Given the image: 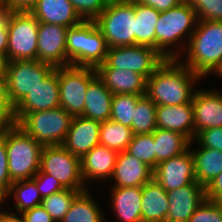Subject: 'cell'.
<instances>
[{"mask_svg": "<svg viewBox=\"0 0 222 222\" xmlns=\"http://www.w3.org/2000/svg\"><path fill=\"white\" fill-rule=\"evenodd\" d=\"M201 78L179 59H165L146 80L145 95L157 106L189 103L195 93L192 86Z\"/></svg>", "mask_w": 222, "mask_h": 222, "instance_id": "1", "label": "cell"}, {"mask_svg": "<svg viewBox=\"0 0 222 222\" xmlns=\"http://www.w3.org/2000/svg\"><path fill=\"white\" fill-rule=\"evenodd\" d=\"M187 44L186 60L180 62L205 77L222 60V21L198 20Z\"/></svg>", "mask_w": 222, "mask_h": 222, "instance_id": "2", "label": "cell"}, {"mask_svg": "<svg viewBox=\"0 0 222 222\" xmlns=\"http://www.w3.org/2000/svg\"><path fill=\"white\" fill-rule=\"evenodd\" d=\"M5 146L11 180L32 179L40 170L41 145L16 124L5 126Z\"/></svg>", "mask_w": 222, "mask_h": 222, "instance_id": "3", "label": "cell"}, {"mask_svg": "<svg viewBox=\"0 0 222 222\" xmlns=\"http://www.w3.org/2000/svg\"><path fill=\"white\" fill-rule=\"evenodd\" d=\"M197 22V15L190 3H180L174 8L161 12L155 28V50L165 59H181L177 50L175 52L172 48H168L180 44L185 36L190 39Z\"/></svg>", "mask_w": 222, "mask_h": 222, "instance_id": "4", "label": "cell"}, {"mask_svg": "<svg viewBox=\"0 0 222 222\" xmlns=\"http://www.w3.org/2000/svg\"><path fill=\"white\" fill-rule=\"evenodd\" d=\"M14 114L15 124L43 146L62 145L73 118L61 107Z\"/></svg>", "mask_w": 222, "mask_h": 222, "instance_id": "5", "label": "cell"}, {"mask_svg": "<svg viewBox=\"0 0 222 222\" xmlns=\"http://www.w3.org/2000/svg\"><path fill=\"white\" fill-rule=\"evenodd\" d=\"M108 47L135 45L134 1L109 3L94 20Z\"/></svg>", "mask_w": 222, "mask_h": 222, "instance_id": "6", "label": "cell"}, {"mask_svg": "<svg viewBox=\"0 0 222 222\" xmlns=\"http://www.w3.org/2000/svg\"><path fill=\"white\" fill-rule=\"evenodd\" d=\"M38 26L30 12L7 11L8 61L37 60Z\"/></svg>", "mask_w": 222, "mask_h": 222, "instance_id": "7", "label": "cell"}, {"mask_svg": "<svg viewBox=\"0 0 222 222\" xmlns=\"http://www.w3.org/2000/svg\"><path fill=\"white\" fill-rule=\"evenodd\" d=\"M39 171L53 176L65 189H87V183H84L81 175L80 158L71 154L63 145L43 147Z\"/></svg>", "mask_w": 222, "mask_h": 222, "instance_id": "8", "label": "cell"}, {"mask_svg": "<svg viewBox=\"0 0 222 222\" xmlns=\"http://www.w3.org/2000/svg\"><path fill=\"white\" fill-rule=\"evenodd\" d=\"M97 76L96 68L67 65L58 67L60 107L72 116H81L89 83Z\"/></svg>", "mask_w": 222, "mask_h": 222, "instance_id": "9", "label": "cell"}, {"mask_svg": "<svg viewBox=\"0 0 222 222\" xmlns=\"http://www.w3.org/2000/svg\"><path fill=\"white\" fill-rule=\"evenodd\" d=\"M54 69V66L38 60L9 61L6 85L11 105L15 108Z\"/></svg>", "mask_w": 222, "mask_h": 222, "instance_id": "10", "label": "cell"}, {"mask_svg": "<svg viewBox=\"0 0 222 222\" xmlns=\"http://www.w3.org/2000/svg\"><path fill=\"white\" fill-rule=\"evenodd\" d=\"M164 61L157 50L148 46L108 47L105 62L97 68L132 70L148 79Z\"/></svg>", "mask_w": 222, "mask_h": 222, "instance_id": "11", "label": "cell"}, {"mask_svg": "<svg viewBox=\"0 0 222 222\" xmlns=\"http://www.w3.org/2000/svg\"><path fill=\"white\" fill-rule=\"evenodd\" d=\"M153 179L167 192L197 182L191 149L158 163L153 170Z\"/></svg>", "mask_w": 222, "mask_h": 222, "instance_id": "12", "label": "cell"}, {"mask_svg": "<svg viewBox=\"0 0 222 222\" xmlns=\"http://www.w3.org/2000/svg\"><path fill=\"white\" fill-rule=\"evenodd\" d=\"M67 32L65 26L39 22L37 60L55 68L69 65L66 57Z\"/></svg>", "mask_w": 222, "mask_h": 222, "instance_id": "13", "label": "cell"}, {"mask_svg": "<svg viewBox=\"0 0 222 222\" xmlns=\"http://www.w3.org/2000/svg\"><path fill=\"white\" fill-rule=\"evenodd\" d=\"M194 139L205 129L222 127V93L213 90H195L192 99Z\"/></svg>", "mask_w": 222, "mask_h": 222, "instance_id": "14", "label": "cell"}, {"mask_svg": "<svg viewBox=\"0 0 222 222\" xmlns=\"http://www.w3.org/2000/svg\"><path fill=\"white\" fill-rule=\"evenodd\" d=\"M169 208L165 222H188L206 200L205 186L198 182L167 192Z\"/></svg>", "mask_w": 222, "mask_h": 222, "instance_id": "15", "label": "cell"}, {"mask_svg": "<svg viewBox=\"0 0 222 222\" xmlns=\"http://www.w3.org/2000/svg\"><path fill=\"white\" fill-rule=\"evenodd\" d=\"M60 107L58 67L14 108V113H31Z\"/></svg>", "mask_w": 222, "mask_h": 222, "instance_id": "16", "label": "cell"}, {"mask_svg": "<svg viewBox=\"0 0 222 222\" xmlns=\"http://www.w3.org/2000/svg\"><path fill=\"white\" fill-rule=\"evenodd\" d=\"M100 121L73 116L63 146L73 155L82 158L99 145Z\"/></svg>", "mask_w": 222, "mask_h": 222, "instance_id": "17", "label": "cell"}, {"mask_svg": "<svg viewBox=\"0 0 222 222\" xmlns=\"http://www.w3.org/2000/svg\"><path fill=\"white\" fill-rule=\"evenodd\" d=\"M156 127L181 133L194 142L192 102L181 105L156 106Z\"/></svg>", "mask_w": 222, "mask_h": 222, "instance_id": "18", "label": "cell"}, {"mask_svg": "<svg viewBox=\"0 0 222 222\" xmlns=\"http://www.w3.org/2000/svg\"><path fill=\"white\" fill-rule=\"evenodd\" d=\"M113 187H142L153 178V170L127 151L119 152L112 177Z\"/></svg>", "mask_w": 222, "mask_h": 222, "instance_id": "19", "label": "cell"}, {"mask_svg": "<svg viewBox=\"0 0 222 222\" xmlns=\"http://www.w3.org/2000/svg\"><path fill=\"white\" fill-rule=\"evenodd\" d=\"M118 152L103 145H97L81 159L82 179L103 180L112 177Z\"/></svg>", "mask_w": 222, "mask_h": 222, "instance_id": "20", "label": "cell"}, {"mask_svg": "<svg viewBox=\"0 0 222 222\" xmlns=\"http://www.w3.org/2000/svg\"><path fill=\"white\" fill-rule=\"evenodd\" d=\"M30 13L39 22L58 24L67 28L83 21L69 0H38Z\"/></svg>", "mask_w": 222, "mask_h": 222, "instance_id": "21", "label": "cell"}, {"mask_svg": "<svg viewBox=\"0 0 222 222\" xmlns=\"http://www.w3.org/2000/svg\"><path fill=\"white\" fill-rule=\"evenodd\" d=\"M97 76L115 94L145 95L146 78L132 70L115 68H96Z\"/></svg>", "mask_w": 222, "mask_h": 222, "instance_id": "22", "label": "cell"}, {"mask_svg": "<svg viewBox=\"0 0 222 222\" xmlns=\"http://www.w3.org/2000/svg\"><path fill=\"white\" fill-rule=\"evenodd\" d=\"M169 208L167 191L153 178L142 186V222H165Z\"/></svg>", "mask_w": 222, "mask_h": 222, "instance_id": "23", "label": "cell"}, {"mask_svg": "<svg viewBox=\"0 0 222 222\" xmlns=\"http://www.w3.org/2000/svg\"><path fill=\"white\" fill-rule=\"evenodd\" d=\"M113 93L96 76L88 85L81 116L97 121L110 120Z\"/></svg>", "mask_w": 222, "mask_h": 222, "instance_id": "24", "label": "cell"}, {"mask_svg": "<svg viewBox=\"0 0 222 222\" xmlns=\"http://www.w3.org/2000/svg\"><path fill=\"white\" fill-rule=\"evenodd\" d=\"M111 190V207L119 222H142V187H113Z\"/></svg>", "mask_w": 222, "mask_h": 222, "instance_id": "25", "label": "cell"}, {"mask_svg": "<svg viewBox=\"0 0 222 222\" xmlns=\"http://www.w3.org/2000/svg\"><path fill=\"white\" fill-rule=\"evenodd\" d=\"M155 143V168L158 163L176 157L191 148L192 142L181 133L156 128L153 132Z\"/></svg>", "mask_w": 222, "mask_h": 222, "instance_id": "26", "label": "cell"}, {"mask_svg": "<svg viewBox=\"0 0 222 222\" xmlns=\"http://www.w3.org/2000/svg\"><path fill=\"white\" fill-rule=\"evenodd\" d=\"M191 152L196 180L206 187L222 172V151L200 146L198 150L192 149Z\"/></svg>", "mask_w": 222, "mask_h": 222, "instance_id": "27", "label": "cell"}, {"mask_svg": "<svg viewBox=\"0 0 222 222\" xmlns=\"http://www.w3.org/2000/svg\"><path fill=\"white\" fill-rule=\"evenodd\" d=\"M135 45L155 49V28L160 12L155 8L134 2Z\"/></svg>", "mask_w": 222, "mask_h": 222, "instance_id": "28", "label": "cell"}, {"mask_svg": "<svg viewBox=\"0 0 222 222\" xmlns=\"http://www.w3.org/2000/svg\"><path fill=\"white\" fill-rule=\"evenodd\" d=\"M88 189L79 192L61 222H104V215Z\"/></svg>", "mask_w": 222, "mask_h": 222, "instance_id": "29", "label": "cell"}, {"mask_svg": "<svg viewBox=\"0 0 222 222\" xmlns=\"http://www.w3.org/2000/svg\"><path fill=\"white\" fill-rule=\"evenodd\" d=\"M134 134L130 127L112 120L100 123L99 143L118 153L127 150Z\"/></svg>", "mask_w": 222, "mask_h": 222, "instance_id": "30", "label": "cell"}, {"mask_svg": "<svg viewBox=\"0 0 222 222\" xmlns=\"http://www.w3.org/2000/svg\"><path fill=\"white\" fill-rule=\"evenodd\" d=\"M87 21L69 27L66 38V57L69 65L86 67Z\"/></svg>", "mask_w": 222, "mask_h": 222, "instance_id": "31", "label": "cell"}, {"mask_svg": "<svg viewBox=\"0 0 222 222\" xmlns=\"http://www.w3.org/2000/svg\"><path fill=\"white\" fill-rule=\"evenodd\" d=\"M11 195H14L16 201L14 208L21 212V214L41 205L43 200L33 179L14 181L10 186L6 198Z\"/></svg>", "mask_w": 222, "mask_h": 222, "instance_id": "32", "label": "cell"}, {"mask_svg": "<svg viewBox=\"0 0 222 222\" xmlns=\"http://www.w3.org/2000/svg\"><path fill=\"white\" fill-rule=\"evenodd\" d=\"M108 46L95 21H87L86 67L97 68L106 59Z\"/></svg>", "mask_w": 222, "mask_h": 222, "instance_id": "33", "label": "cell"}, {"mask_svg": "<svg viewBox=\"0 0 222 222\" xmlns=\"http://www.w3.org/2000/svg\"><path fill=\"white\" fill-rule=\"evenodd\" d=\"M156 104L146 95L138 100L131 129L133 134H149L156 130Z\"/></svg>", "mask_w": 222, "mask_h": 222, "instance_id": "34", "label": "cell"}, {"mask_svg": "<svg viewBox=\"0 0 222 222\" xmlns=\"http://www.w3.org/2000/svg\"><path fill=\"white\" fill-rule=\"evenodd\" d=\"M141 96L135 94L113 95L110 120L131 128L137 100Z\"/></svg>", "mask_w": 222, "mask_h": 222, "instance_id": "35", "label": "cell"}, {"mask_svg": "<svg viewBox=\"0 0 222 222\" xmlns=\"http://www.w3.org/2000/svg\"><path fill=\"white\" fill-rule=\"evenodd\" d=\"M79 192L81 191L64 189L51 196L44 197L41 206L50 214L55 222H61Z\"/></svg>", "mask_w": 222, "mask_h": 222, "instance_id": "36", "label": "cell"}, {"mask_svg": "<svg viewBox=\"0 0 222 222\" xmlns=\"http://www.w3.org/2000/svg\"><path fill=\"white\" fill-rule=\"evenodd\" d=\"M126 151L139 161L145 163L152 170L155 169V143L153 132L149 134H135Z\"/></svg>", "mask_w": 222, "mask_h": 222, "instance_id": "37", "label": "cell"}, {"mask_svg": "<svg viewBox=\"0 0 222 222\" xmlns=\"http://www.w3.org/2000/svg\"><path fill=\"white\" fill-rule=\"evenodd\" d=\"M198 20L222 21V0H192Z\"/></svg>", "mask_w": 222, "mask_h": 222, "instance_id": "38", "label": "cell"}, {"mask_svg": "<svg viewBox=\"0 0 222 222\" xmlns=\"http://www.w3.org/2000/svg\"><path fill=\"white\" fill-rule=\"evenodd\" d=\"M188 222H222V205L218 201L206 199Z\"/></svg>", "mask_w": 222, "mask_h": 222, "instance_id": "39", "label": "cell"}, {"mask_svg": "<svg viewBox=\"0 0 222 222\" xmlns=\"http://www.w3.org/2000/svg\"><path fill=\"white\" fill-rule=\"evenodd\" d=\"M85 21H94L106 8L104 0H69Z\"/></svg>", "mask_w": 222, "mask_h": 222, "instance_id": "40", "label": "cell"}, {"mask_svg": "<svg viewBox=\"0 0 222 222\" xmlns=\"http://www.w3.org/2000/svg\"><path fill=\"white\" fill-rule=\"evenodd\" d=\"M13 181L8 172V158L5 146V126L0 127V196L5 200Z\"/></svg>", "mask_w": 222, "mask_h": 222, "instance_id": "41", "label": "cell"}, {"mask_svg": "<svg viewBox=\"0 0 222 222\" xmlns=\"http://www.w3.org/2000/svg\"><path fill=\"white\" fill-rule=\"evenodd\" d=\"M14 124V107L8 99L6 79H0V127Z\"/></svg>", "mask_w": 222, "mask_h": 222, "instance_id": "42", "label": "cell"}, {"mask_svg": "<svg viewBox=\"0 0 222 222\" xmlns=\"http://www.w3.org/2000/svg\"><path fill=\"white\" fill-rule=\"evenodd\" d=\"M32 179L36 182L37 189L39 190L42 198L51 196L52 194L65 189L53 176L40 171H38Z\"/></svg>", "mask_w": 222, "mask_h": 222, "instance_id": "43", "label": "cell"}, {"mask_svg": "<svg viewBox=\"0 0 222 222\" xmlns=\"http://www.w3.org/2000/svg\"><path fill=\"white\" fill-rule=\"evenodd\" d=\"M201 147H207L222 151V127L200 131L195 139Z\"/></svg>", "mask_w": 222, "mask_h": 222, "instance_id": "44", "label": "cell"}, {"mask_svg": "<svg viewBox=\"0 0 222 222\" xmlns=\"http://www.w3.org/2000/svg\"><path fill=\"white\" fill-rule=\"evenodd\" d=\"M21 216L24 222H55L41 205L23 212Z\"/></svg>", "mask_w": 222, "mask_h": 222, "instance_id": "45", "label": "cell"}, {"mask_svg": "<svg viewBox=\"0 0 222 222\" xmlns=\"http://www.w3.org/2000/svg\"><path fill=\"white\" fill-rule=\"evenodd\" d=\"M38 0H2L3 10L15 12H31Z\"/></svg>", "mask_w": 222, "mask_h": 222, "instance_id": "46", "label": "cell"}, {"mask_svg": "<svg viewBox=\"0 0 222 222\" xmlns=\"http://www.w3.org/2000/svg\"><path fill=\"white\" fill-rule=\"evenodd\" d=\"M206 199L220 202L222 200V172L206 187Z\"/></svg>", "mask_w": 222, "mask_h": 222, "instance_id": "47", "label": "cell"}, {"mask_svg": "<svg viewBox=\"0 0 222 222\" xmlns=\"http://www.w3.org/2000/svg\"><path fill=\"white\" fill-rule=\"evenodd\" d=\"M138 4H143L155 8L157 11L165 12L180 4L179 0H133Z\"/></svg>", "mask_w": 222, "mask_h": 222, "instance_id": "48", "label": "cell"}, {"mask_svg": "<svg viewBox=\"0 0 222 222\" xmlns=\"http://www.w3.org/2000/svg\"><path fill=\"white\" fill-rule=\"evenodd\" d=\"M8 27L7 11L0 17V53L7 55Z\"/></svg>", "mask_w": 222, "mask_h": 222, "instance_id": "49", "label": "cell"}, {"mask_svg": "<svg viewBox=\"0 0 222 222\" xmlns=\"http://www.w3.org/2000/svg\"><path fill=\"white\" fill-rule=\"evenodd\" d=\"M0 222H24L21 214L16 215V213H12L8 211H0Z\"/></svg>", "mask_w": 222, "mask_h": 222, "instance_id": "50", "label": "cell"}, {"mask_svg": "<svg viewBox=\"0 0 222 222\" xmlns=\"http://www.w3.org/2000/svg\"><path fill=\"white\" fill-rule=\"evenodd\" d=\"M8 62L6 54L0 53V79H6Z\"/></svg>", "mask_w": 222, "mask_h": 222, "instance_id": "51", "label": "cell"}, {"mask_svg": "<svg viewBox=\"0 0 222 222\" xmlns=\"http://www.w3.org/2000/svg\"><path fill=\"white\" fill-rule=\"evenodd\" d=\"M209 73H215L222 78V60Z\"/></svg>", "mask_w": 222, "mask_h": 222, "instance_id": "52", "label": "cell"}, {"mask_svg": "<svg viewBox=\"0 0 222 222\" xmlns=\"http://www.w3.org/2000/svg\"><path fill=\"white\" fill-rule=\"evenodd\" d=\"M119 1H122V0H104V2H105L106 4L114 3V2H119Z\"/></svg>", "mask_w": 222, "mask_h": 222, "instance_id": "53", "label": "cell"}, {"mask_svg": "<svg viewBox=\"0 0 222 222\" xmlns=\"http://www.w3.org/2000/svg\"><path fill=\"white\" fill-rule=\"evenodd\" d=\"M180 3H190L192 0H179Z\"/></svg>", "mask_w": 222, "mask_h": 222, "instance_id": "54", "label": "cell"}, {"mask_svg": "<svg viewBox=\"0 0 222 222\" xmlns=\"http://www.w3.org/2000/svg\"><path fill=\"white\" fill-rule=\"evenodd\" d=\"M4 14V10L0 9V17Z\"/></svg>", "mask_w": 222, "mask_h": 222, "instance_id": "55", "label": "cell"}, {"mask_svg": "<svg viewBox=\"0 0 222 222\" xmlns=\"http://www.w3.org/2000/svg\"><path fill=\"white\" fill-rule=\"evenodd\" d=\"M0 9H3L2 0H0Z\"/></svg>", "mask_w": 222, "mask_h": 222, "instance_id": "56", "label": "cell"}, {"mask_svg": "<svg viewBox=\"0 0 222 222\" xmlns=\"http://www.w3.org/2000/svg\"><path fill=\"white\" fill-rule=\"evenodd\" d=\"M4 201V199L0 196V204Z\"/></svg>", "mask_w": 222, "mask_h": 222, "instance_id": "57", "label": "cell"}]
</instances>
